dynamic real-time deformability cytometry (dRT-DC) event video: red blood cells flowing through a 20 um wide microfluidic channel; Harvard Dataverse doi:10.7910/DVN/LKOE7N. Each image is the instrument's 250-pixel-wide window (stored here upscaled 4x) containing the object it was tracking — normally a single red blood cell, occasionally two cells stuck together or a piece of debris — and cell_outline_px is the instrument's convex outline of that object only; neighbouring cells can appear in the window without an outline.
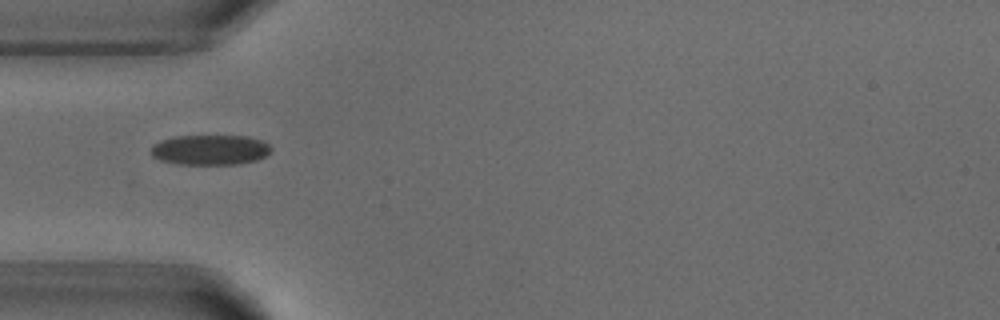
{"species": "common noctule bat (a hibernating species)", "species_latin": "Nyctalus noctula", "temperature_condition": "warm", "stored_images_in_passage": 2, "camera_frame_rate_fps": 3000, "um_per_image_px": 0.085, "animal": {"sex": "male", "body_mass_g": 18.8}, "frame": {"image": 1, "passage_image": 1, "time_ms": 0.0, "image_size_px": [1000, 320], "cell_outline_px": [[272, 148], [264, 156], [256, 160], [240, 164], [176, 164], [160, 160], [152, 156], [152, 144], [160, 140], [172, 136], [248, 136], [264, 140]], "centroid_in_image_um": [17.85, 12.73], "position_along_channel_um": 67.2, "area_um2": 21.21}}